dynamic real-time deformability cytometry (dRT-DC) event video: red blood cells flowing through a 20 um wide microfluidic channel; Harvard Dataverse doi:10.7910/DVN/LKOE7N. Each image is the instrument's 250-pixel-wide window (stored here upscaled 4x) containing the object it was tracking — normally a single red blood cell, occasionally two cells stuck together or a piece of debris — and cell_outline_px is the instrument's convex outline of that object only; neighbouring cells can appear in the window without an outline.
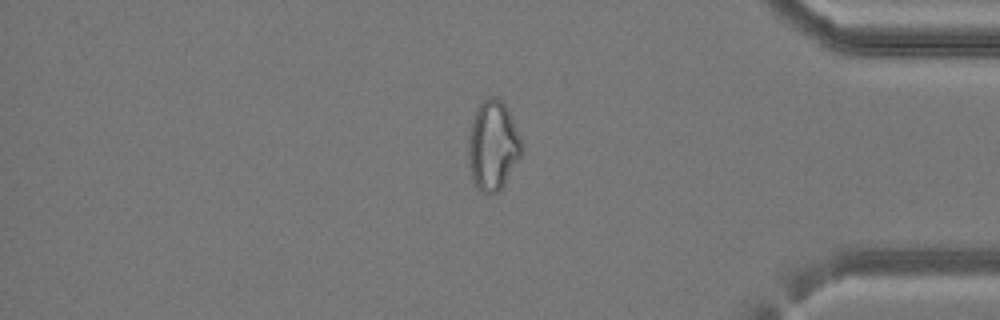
{"species": "common noctule bat (a hibernating species)", "species_latin": "Nyctalus noctula", "temperature_condition": "cold", "stored_images_in_passage": 40, "camera_frame_rate_fps": 3000, "um_per_image_px": 0.085, "animal": {"sex": "female", "body_mass_g": 24.6, "forearm_length_mm": 56.2}, "frame": {"image": 1, "passage_image": 34, "time_ms": 11.0, "image_size_px": [1000, 320], "cell_outline_px": [[520, 156], [500, 192], [480, 192], [476, 188], [472, 180], [468, 156], [468, 140], [472, 124], [476, 112], [480, 104], [488, 96], [496, 96], [504, 104], [512, 120], [520, 140]], "centroid_in_image_um": [41.86, 12.41], "position_along_channel_um": 393.3, "area_um2": 27.11}}